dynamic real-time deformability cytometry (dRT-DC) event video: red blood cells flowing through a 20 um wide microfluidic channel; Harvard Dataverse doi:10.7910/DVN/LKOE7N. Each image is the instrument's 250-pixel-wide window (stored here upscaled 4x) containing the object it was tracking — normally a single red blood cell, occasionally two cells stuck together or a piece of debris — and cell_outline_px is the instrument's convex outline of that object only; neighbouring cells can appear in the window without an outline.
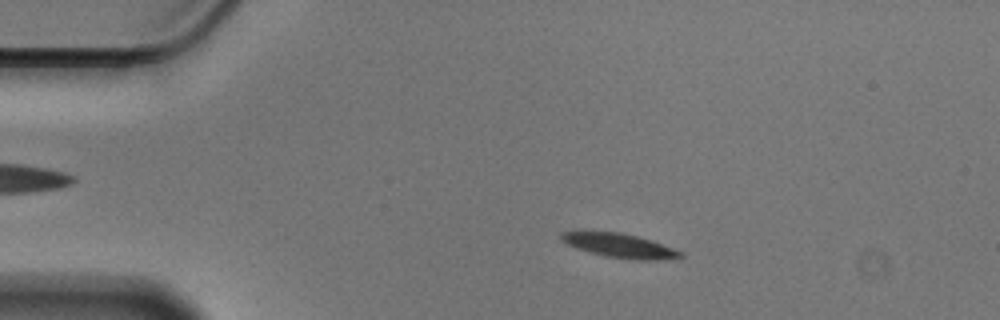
{"species": "Egyptian fruit bat (a non-hibernating species)", "species_latin": "Rousettus aegyptiacus", "temperature_condition": "cold", "stored_images_in_passage": 56, "camera_frame_rate_fps": 3000, "um_per_image_px": 0.085, "animal": {"sex": "male"}, "frame": {"image": 1, "passage_image": 10, "time_ms": 3.0, "image_size_px": [1000, 320], "cell_outline_px": [[684, 256], [656, 260], [632, 260], [604, 256], [576, 248], [560, 240], [560, 232], [572, 228], [580, 228], [620, 232], [652, 240], [684, 252]], "centroid_in_image_um": [52.52, 20.81], "position_along_channel_um": 32.5, "area_um2": 17.63}}
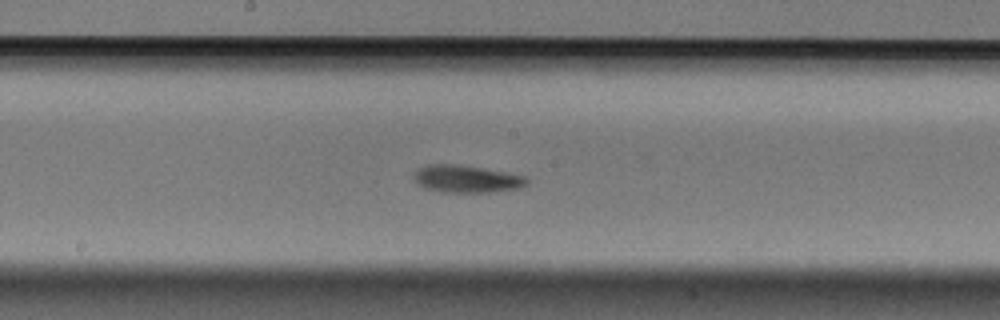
{"frame": {"image": 2, "passage_image": 29, "time_ms": 9.333, "image_size_px": [1000, 320], "cell_outline_px": [[528, 184], [520, 188], [492, 192], [444, 192], [424, 188], [416, 184], [412, 176], [416, 168], [428, 164], [460, 164], [504, 172], [524, 176], [528, 180]], "centroid_in_image_um": [39.59, 15.2], "position_along_channel_um": 208.6, "area_um2": 18.21}}
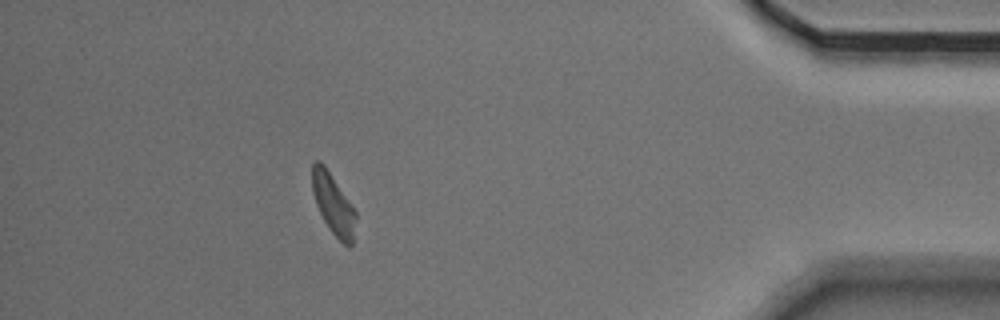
{"frame": {"image": 3, "passage_image": 50, "time_ms": 16.333, "image_size_px": [1000, 320], "cell_outline_px": [[356, 216], [352, 244], [348, 248], [328, 228], [316, 204], [312, 192], [312, 164], [316, 160], [320, 160], [324, 164], [356, 212]], "centroid_in_image_um": [28.31, 17.34], "position_along_channel_um": 406.9, "area_um2": 15.14}, "authors_computed_cell_mechanics": {"area_um2": 16.9065, "velocity_mm_per_s": 3.5204, "shape_relaxation_time_tau1_ms": 2.2331, "shape_relaxation_time_tau2_ms": 10.4803, "deformation_change_tau1": 0.0914, "deformation_change_tau2": 0.1595}}